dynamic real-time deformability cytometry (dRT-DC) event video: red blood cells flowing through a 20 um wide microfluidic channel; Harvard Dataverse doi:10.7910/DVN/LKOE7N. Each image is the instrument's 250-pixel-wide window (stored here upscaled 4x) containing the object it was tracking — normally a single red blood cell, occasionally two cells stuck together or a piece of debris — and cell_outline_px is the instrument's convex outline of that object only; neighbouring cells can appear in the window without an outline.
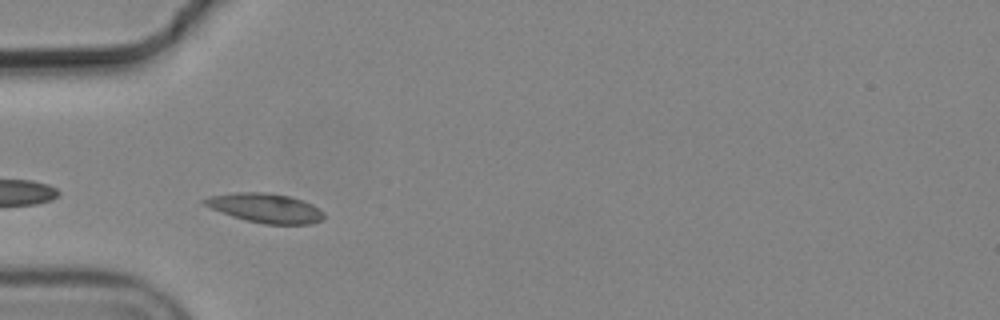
{"species": "common noctule bat (a hibernating species)", "species_latin": "Nyctalus noctula", "temperature_condition": "cold", "stored_images_in_passage": 2, "camera_frame_rate_fps": 3000, "um_per_image_px": 0.085, "animal": {"sex": "male", "body_mass_g": 19.2, "forearm_length_mm": 51.8}, "frame": {"image": 1, "passage_image": 1, "time_ms": 0.0, "image_size_px": [1000, 320], "cell_outline_px": [[324, 216], [320, 220], [308, 224], [264, 224], [244, 220], [232, 216], [212, 208], [204, 204], [200, 200], [212, 196], [236, 192], [264, 192], [288, 196], [312, 204], [324, 212]], "centroid_in_image_um": [22.55, 17.68], "position_along_channel_um": 62.5, "area_um2": 20.11}}